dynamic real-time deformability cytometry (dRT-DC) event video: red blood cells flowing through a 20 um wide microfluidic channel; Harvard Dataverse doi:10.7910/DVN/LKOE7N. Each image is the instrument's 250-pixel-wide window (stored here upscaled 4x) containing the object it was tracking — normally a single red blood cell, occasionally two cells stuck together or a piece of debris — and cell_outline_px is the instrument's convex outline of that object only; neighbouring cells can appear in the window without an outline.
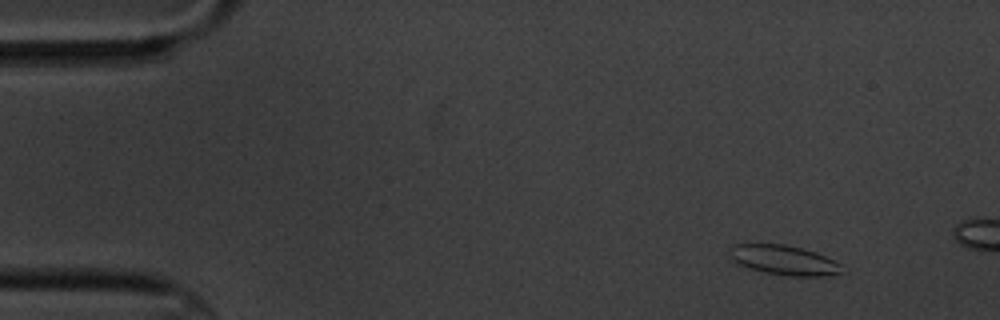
{"species": "common noctule bat (a hibernating species)", "species_latin": "Nyctalus noctula", "temperature_condition": "cold", "stored_images_in_passage": 3, "camera_frame_rate_fps": 3000, "um_per_image_px": 0.085, "animal": {"sex": "male", "body_mass_g": 20.1, "forearm_length_mm": 53.5}, "frame": {"image": 1, "passage_image": 1, "time_ms": 0.0, "image_size_px": [1000, 320], "cell_outline_px": [[840, 272], [828, 276], [788, 276], [764, 272], [748, 268], [736, 264], [732, 256], [732, 244], [784, 244], [816, 252], [840, 264]], "centroid_in_image_um": [66.61, 22.12], "position_along_channel_um": 18.4, "area_um2": 19.07}}